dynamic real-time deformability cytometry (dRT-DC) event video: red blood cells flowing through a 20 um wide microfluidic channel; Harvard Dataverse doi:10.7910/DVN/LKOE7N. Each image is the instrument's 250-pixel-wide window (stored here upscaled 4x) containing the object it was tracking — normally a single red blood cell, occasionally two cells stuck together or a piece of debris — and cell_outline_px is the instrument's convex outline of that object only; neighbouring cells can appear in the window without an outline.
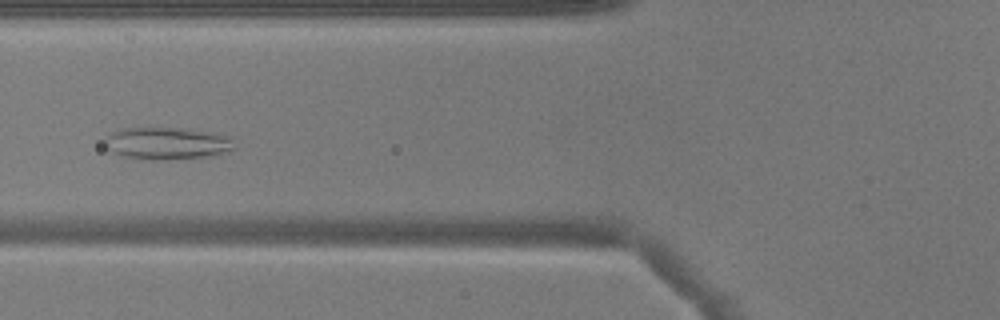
{"species": "common noctule bat (a hibernating species)", "species_latin": "Nyctalus noctula", "temperature_condition": "warm", "stored_images_in_passage": 50, "camera_frame_rate_fps": 3000, "um_per_image_px": 0.085, "animal": {"sex": "male", "body_mass_g": 17.9}, "frame": {"image": 1, "passage_image": 19, "time_ms": 6.0, "image_size_px": [1000, 320], "cell_outline_px": [[236, 148], [212, 156], [124, 156], [108, 148], [104, 140], [112, 132], [124, 128], [188, 128], [232, 136]], "centroid_in_image_um": [14.3, 12.1], "position_along_channel_um": 111.5, "area_um2": 22.89}}
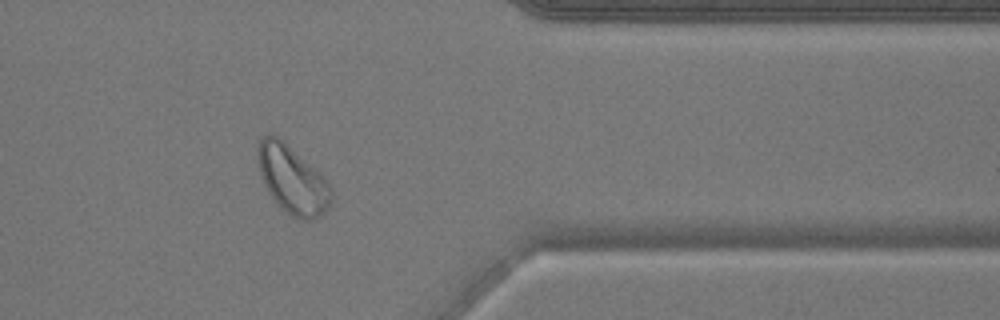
{"frame": {"image": 2, "passage_image": 41, "time_ms": 13.333, "image_size_px": [1000, 320], "cell_outline_px": [[332, 204], [324, 212], [312, 220], [300, 220], [292, 216], [280, 208], [268, 192], [260, 176], [256, 156], [256, 148], [260, 140], [264, 136], [276, 136], [320, 172], [324, 176], [332, 188]], "centroid_in_image_um": [24.85, 15.31], "position_along_channel_um": 386.5, "area_um2": 29.13}}
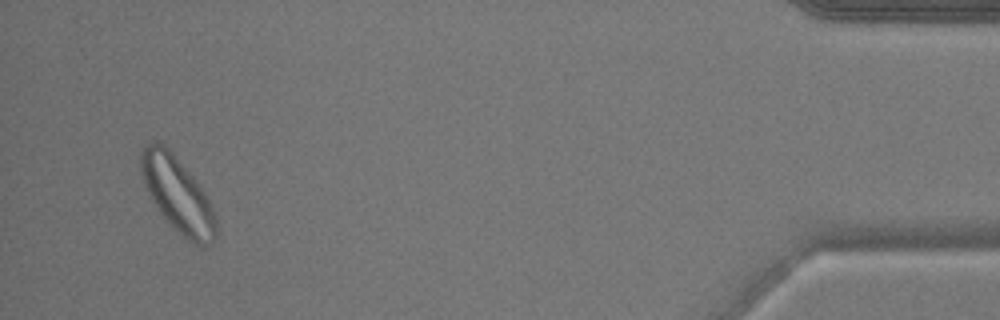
{"frame": {"image": 3, "passage_image": 48, "time_ms": 15.667, "image_size_px": [1000, 320], "cell_outline_px": [[216, 236], [212, 244], [204, 248], [200, 248], [192, 244], [156, 208], [148, 196], [140, 172], [140, 148], [144, 144], [152, 140], [156, 140], [168, 148], [172, 152], [192, 176], [204, 192], [216, 216]], "centroid_in_image_um": [15.06, 16.52], "position_along_channel_um": 420.1, "area_um2": 33.0}}